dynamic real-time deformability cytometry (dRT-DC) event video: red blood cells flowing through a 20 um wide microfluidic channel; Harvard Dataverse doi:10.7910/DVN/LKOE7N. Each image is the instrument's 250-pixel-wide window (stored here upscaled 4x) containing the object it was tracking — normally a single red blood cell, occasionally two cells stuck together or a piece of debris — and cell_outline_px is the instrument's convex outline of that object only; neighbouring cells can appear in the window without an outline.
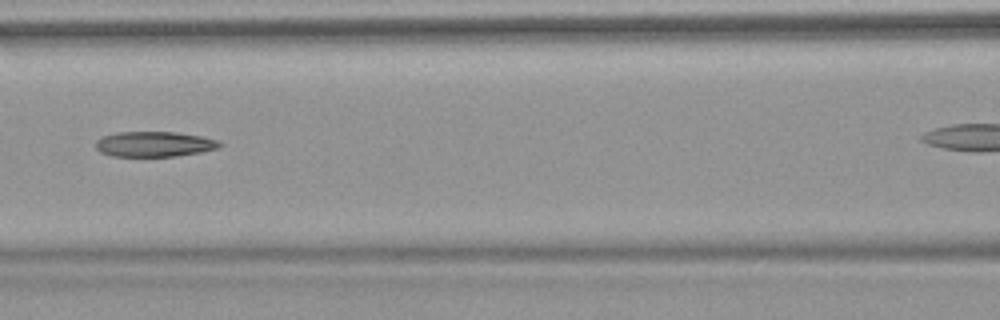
{"species": "common noctule bat (a hibernating species)", "species_latin": "Nyctalus noctula", "temperature_condition": "warm", "stored_images_in_passage": 4, "camera_frame_rate_fps": 3000, "um_per_image_px": 0.085, "animal": {"sex": "female", "body_mass_g": 18.4}, "frame": {"image": 1, "passage_image": 3, "time_ms": 2.333, "image_size_px": [1000, 320], "cell_outline_px": [[224, 144], [216, 148], [200, 152], [176, 156], [112, 156], [100, 152], [96, 148], [96, 140], [104, 136], [116, 132], [176, 132], [200, 136], [216, 140]], "centroid_in_image_um": [13.09, 12.25], "position_along_channel_um": 153.5, "area_um2": 18.09}}